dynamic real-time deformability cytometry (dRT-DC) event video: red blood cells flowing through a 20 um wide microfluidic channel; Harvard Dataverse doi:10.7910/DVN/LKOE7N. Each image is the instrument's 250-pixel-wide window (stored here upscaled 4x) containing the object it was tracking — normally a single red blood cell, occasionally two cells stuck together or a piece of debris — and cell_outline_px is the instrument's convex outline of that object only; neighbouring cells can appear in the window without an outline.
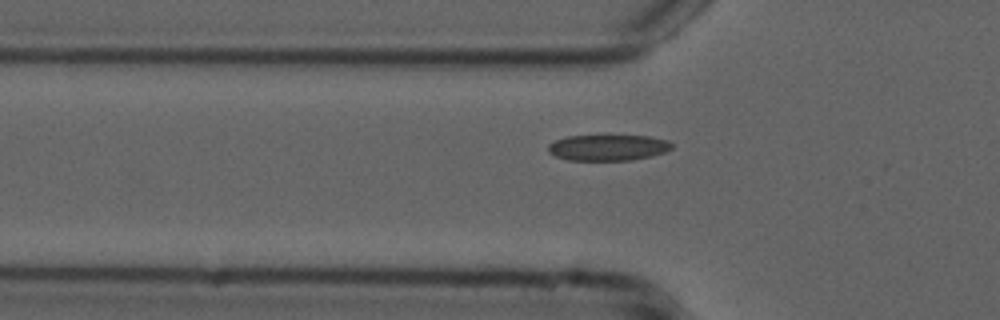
{"species": "common noctule bat (a hibernating species)", "species_latin": "Nyctalus noctula", "temperature_condition": "cold", "stored_images_in_passage": 34, "camera_frame_rate_fps": 3000, "um_per_image_px": 0.085, "animal": {"sex": "male", "forearm_length_mm": 52.5}, "frame": {"image": 1, "passage_image": 7, "time_ms": 2.0, "image_size_px": [1000, 320], "cell_outline_px": [[672, 148], [664, 152], [652, 156], [632, 160], [568, 160], [556, 156], [548, 152], [548, 144], [556, 140], [568, 136], [652, 136], [668, 140], [672, 144]], "centroid_in_image_um": [51.7, 12.54], "position_along_channel_um": 74.1, "area_um2": 18.67}}
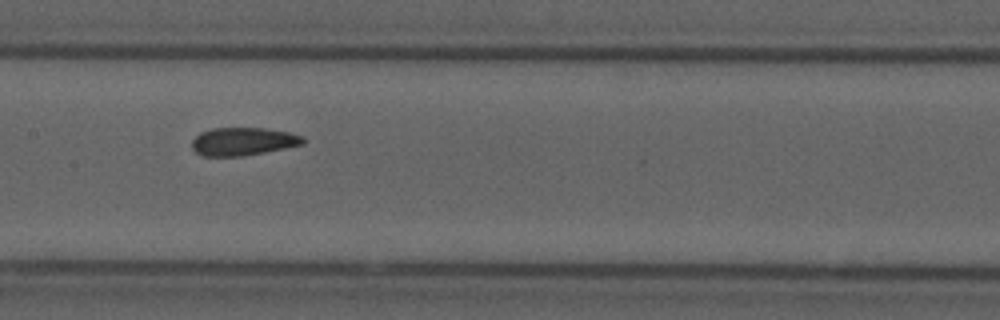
{"frame": {"image": 2, "passage_image": 16, "time_ms": 5.0, "image_size_px": [1000, 320], "cell_outline_px": [[304, 144], [264, 152], [240, 156], [204, 156], [196, 152], [192, 148], [192, 140], [200, 132], [212, 128], [264, 128], [288, 132], [304, 136]], "centroid_in_image_um": [20.65, 12.02], "position_along_channel_um": 186.8, "area_um2": 18.03}}
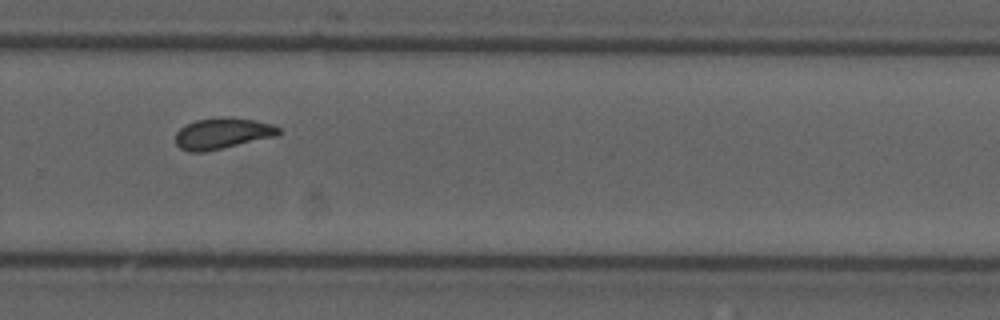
{"frame": {"image": 3, "passage_image": 26, "time_ms": 8.333, "image_size_px": [1000, 320], "cell_outline_px": [[280, 132], [276, 136], [224, 148], [204, 152], [188, 152], [180, 148], [176, 144], [176, 132], [184, 124], [196, 120], [256, 120], [272, 124], [280, 128]], "centroid_in_image_um": [18.87, 11.39], "position_along_channel_um": 310.9, "area_um2": 17.98}}